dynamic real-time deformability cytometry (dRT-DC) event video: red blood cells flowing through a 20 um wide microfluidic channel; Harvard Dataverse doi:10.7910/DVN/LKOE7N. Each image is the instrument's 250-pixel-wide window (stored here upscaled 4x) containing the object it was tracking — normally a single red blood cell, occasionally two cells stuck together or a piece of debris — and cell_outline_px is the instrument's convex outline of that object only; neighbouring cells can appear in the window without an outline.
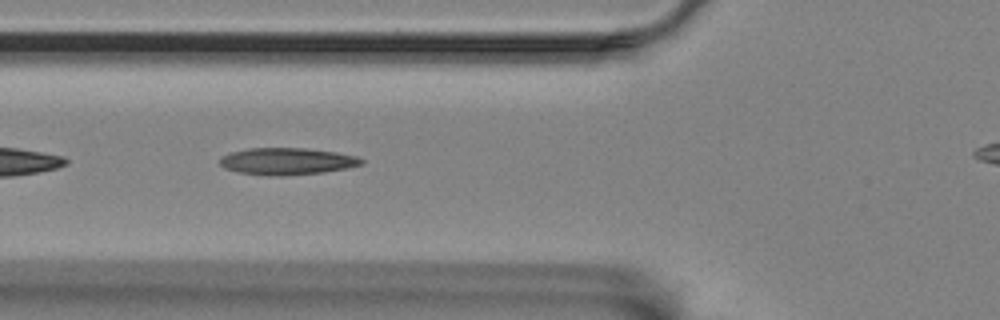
{"species": "Egyptian fruit bat (a non-hibernating species)", "species_latin": "Rousettus aegyptiacus", "temperature_condition": "room temperature", "stored_images_in_passage": 14, "camera_frame_rate_fps": 3000, "um_per_image_px": 0.085, "animal": {"sex": "female"}, "frame": {"image": 1, "passage_image": 5, "time_ms": 1.333, "image_size_px": [1000, 320], "cell_outline_px": [[364, 164], [348, 168], [324, 172], [284, 176], [268, 176], [236, 172], [224, 168], [220, 164], [220, 156], [232, 152], [248, 148], [304, 148], [336, 152], [356, 156], [364, 160]], "centroid_in_image_um": [24.39, 13.72], "position_along_channel_um": 101.4, "area_um2": 22.43}}
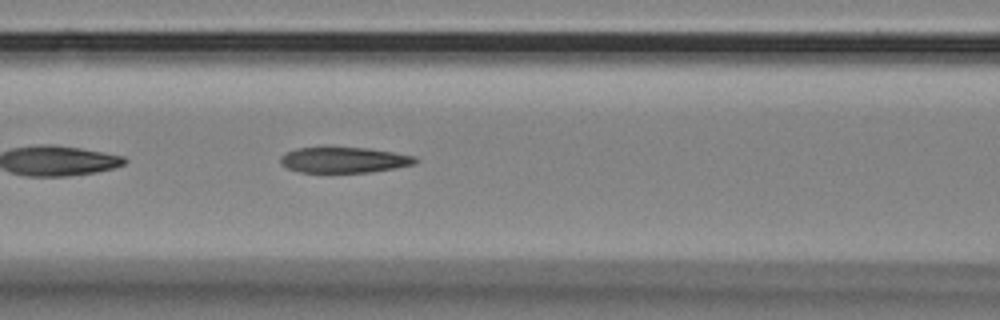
{"frame": {"image": 2, "passage_image": 8, "time_ms": 2.333, "image_size_px": [1000, 320], "cell_outline_px": [[416, 164], [368, 172], [300, 172], [288, 168], [280, 164], [280, 156], [284, 152], [296, 148], [368, 148], [416, 156]], "centroid_in_image_um": [29.19, 13.59], "position_along_channel_um": 137.4, "area_um2": 19.94}}
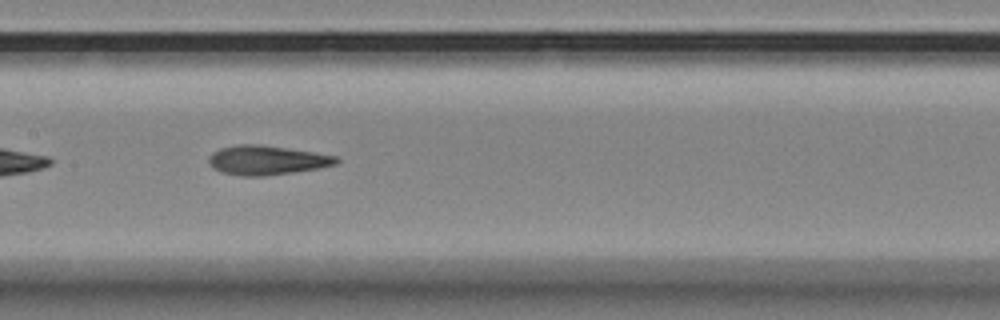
{"frame": {"image": 3, "passage_image": 12, "time_ms": 3.667, "image_size_px": [1000, 320], "cell_outline_px": [[340, 160], [336, 164], [316, 168], [292, 172], [264, 176], [240, 176], [220, 172], [212, 168], [208, 164], [208, 156], [212, 152], [220, 148], [236, 144], [260, 144], [288, 148], [336, 156]], "centroid_in_image_um": [22.59, 13.61], "position_along_channel_um": 184.8, "area_um2": 21.85}}